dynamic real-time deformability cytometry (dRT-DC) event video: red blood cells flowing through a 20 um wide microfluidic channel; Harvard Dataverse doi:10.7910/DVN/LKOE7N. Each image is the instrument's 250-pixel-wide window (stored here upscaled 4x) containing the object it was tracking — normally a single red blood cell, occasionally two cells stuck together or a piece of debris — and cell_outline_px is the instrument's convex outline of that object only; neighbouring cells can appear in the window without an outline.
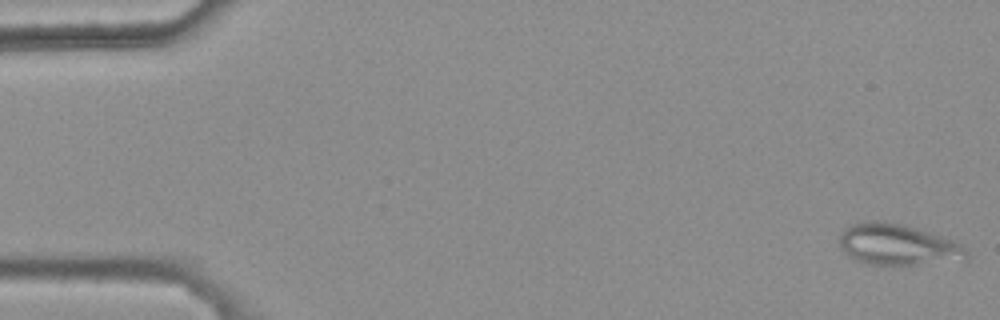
{"species": "common noctule bat (a hibernating species)", "species_latin": "Nyctalus noctula", "temperature_condition": "warm", "stored_images_in_passage": 46, "camera_frame_rate_fps": 3000, "um_per_image_px": 0.085, "animal": {"sex": "female", "body_mass_g": 25.1}, "frame": {"image": 1, "passage_image": 1, "time_ms": 0.0, "image_size_px": [1000, 320], "cell_outline_px": [[972, 256], [968, 260], [912, 264], [868, 264], [852, 260], [840, 248], [840, 232], [848, 224], [872, 220], [880, 220], [904, 224], [952, 240], [960, 244]], "centroid_in_image_um": [76.27, 20.79], "position_along_channel_um": 8.7, "area_um2": 30.69}}
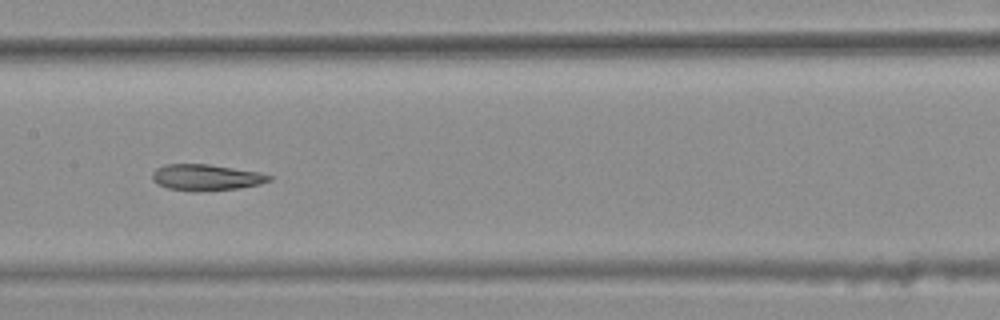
{"frame": {"image": 2, "passage_image": 27, "time_ms": 8.667, "image_size_px": [1000, 320], "cell_outline_px": [[272, 180], [260, 184], [240, 188], [196, 192], [192, 192], [168, 188], [156, 184], [152, 180], [152, 172], [156, 168], [164, 164], [208, 164], [260, 172], [272, 176]], "centroid_in_image_um": [17.5, 15.08], "position_along_channel_um": 189.9, "area_um2": 18.09}}
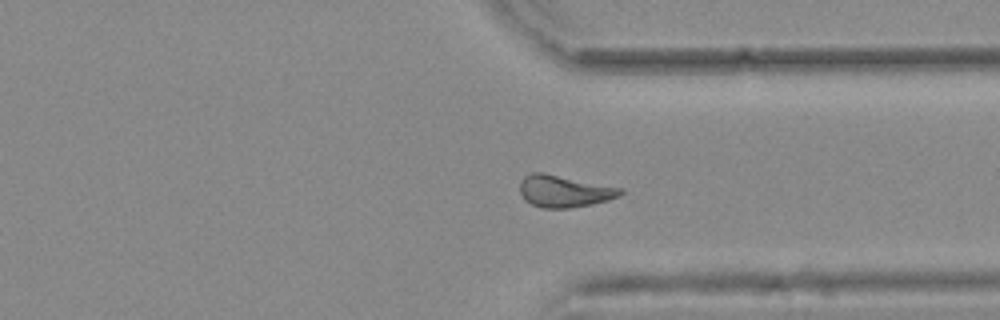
{"frame": {"image": 3, "passage_image": 41, "time_ms": 13.333, "image_size_px": [1000, 320], "cell_outline_px": [[624, 192], [620, 196], [608, 200], [592, 204], [568, 208], [540, 208], [524, 200], [520, 192], [520, 180], [524, 176], [532, 172], [544, 172], [624, 188]], "centroid_in_image_um": [47.96, 16.24], "position_along_channel_um": 363.4, "area_um2": 19.02}, "authors_computed_cell_mechanics": {"area_um2": 19.0162, "velocity_mm_per_s": 3.7129, "shape_relaxation_time_tau1_ms": null, "shape_relaxation_time_tau2_ms": 3.7516, "deformation_change_tau1": null, "deformation_change_tau2": 0.1149}}